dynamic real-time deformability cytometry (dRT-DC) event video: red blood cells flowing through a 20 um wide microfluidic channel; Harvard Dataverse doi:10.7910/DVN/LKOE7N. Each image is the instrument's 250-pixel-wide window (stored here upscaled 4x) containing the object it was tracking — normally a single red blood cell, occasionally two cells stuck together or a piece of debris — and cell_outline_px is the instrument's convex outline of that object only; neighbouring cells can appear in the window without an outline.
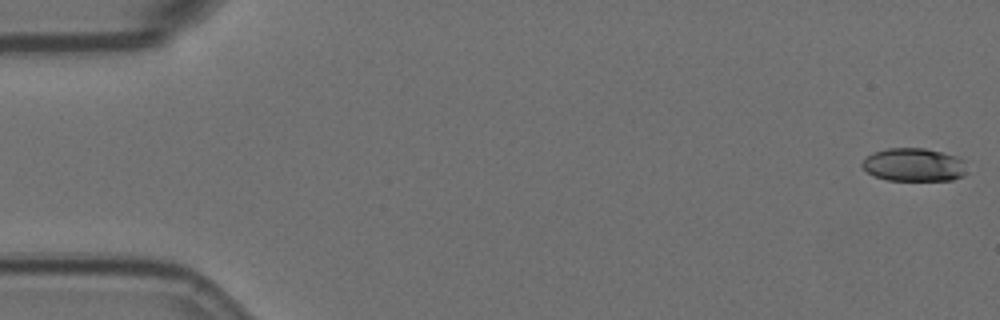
{"species": "Egyptian fruit bat (a non-hibernating species)", "species_latin": "Rousettus aegyptiacus", "temperature_condition": "room temperature", "stored_images_in_passage": 5, "segment_of_instrument_passage": [1, 2], "camera_frame_rate_fps": 3000, "um_per_image_px": 0.085, "animal": {"sex": "female"}, "frame": {"image": 1, "passage_image": 1, "time_ms": 0.0, "image_size_px": [1000, 320], "cell_outline_px": [[968, 172], [964, 176], [952, 180], [888, 180], [872, 176], [860, 164], [872, 152], [888, 148], [924, 148], [956, 156], [964, 160]], "centroid_in_image_um": [77.7, 14.01], "position_along_channel_um": 7.3, "area_um2": 20.4}}